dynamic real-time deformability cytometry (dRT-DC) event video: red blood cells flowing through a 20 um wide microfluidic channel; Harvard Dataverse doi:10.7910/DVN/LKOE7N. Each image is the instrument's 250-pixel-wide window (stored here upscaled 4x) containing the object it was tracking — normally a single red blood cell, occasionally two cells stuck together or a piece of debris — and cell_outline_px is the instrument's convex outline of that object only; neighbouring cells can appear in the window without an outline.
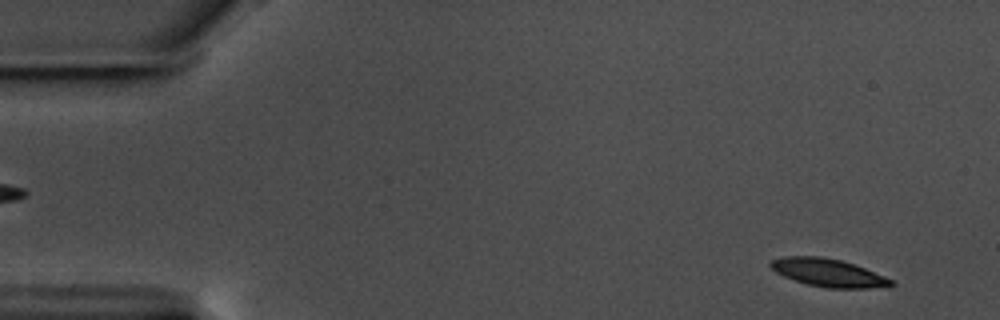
{"species": "common noctule bat (a hibernating species)", "species_latin": "Nyctalus noctula", "temperature_condition": "warm", "stored_images_in_passage": 57, "camera_frame_rate_fps": 3000, "um_per_image_px": 0.085, "animal": {"sex": "male", "body_mass_g": 17.5, "forearm_length_mm": 52.3}, "frame": {"image": 1, "passage_image": 4, "time_ms": 1.0, "image_size_px": [1000, 320], "cell_outline_px": [[896, 284], [868, 288], [828, 288], [808, 284], [784, 276], [776, 272], [768, 264], [772, 260], [784, 256], [820, 256], [840, 260], [864, 268], [884, 276], [892, 280]], "centroid_in_image_um": [70.37, 23.17], "position_along_channel_um": 14.6, "area_um2": 19.19}}
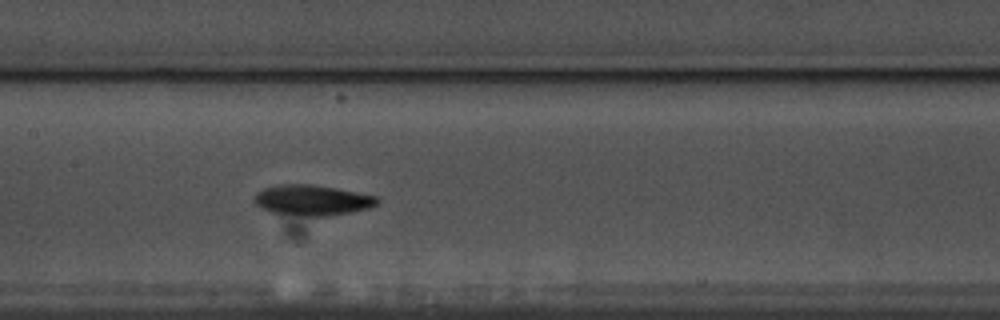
{"frame": {"image": 2, "passage_image": 28, "time_ms": 9.0, "image_size_px": [1000, 320], "cell_outline_px": [[380, 200], [376, 204], [368, 208], [328, 216], [308, 216], [268, 212], [260, 208], [252, 200], [256, 192], [264, 188], [276, 184], [308, 184], [356, 192], [376, 196]], "centroid_in_image_um": [26.45, 17.01], "position_along_channel_um": 180.9, "area_um2": 21.73}}
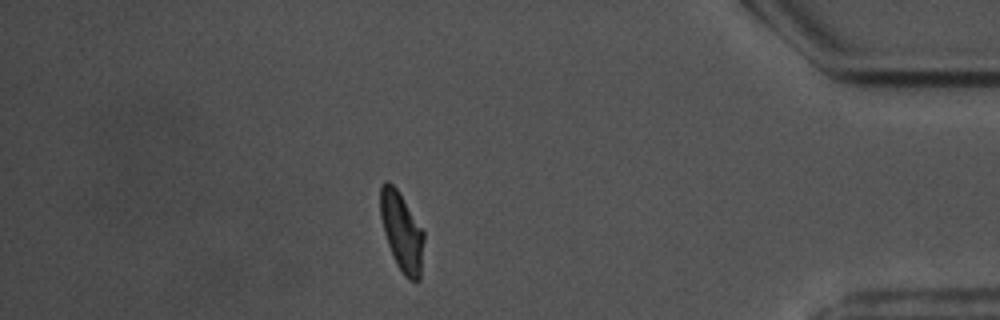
{"frame": {"image": 3, "passage_image": 50, "time_ms": 16.333, "image_size_px": [1000, 320], "cell_outline_px": [[424, 240], [420, 280], [408, 280], [404, 276], [396, 264], [388, 244], [384, 232], [380, 216], [380, 184], [384, 180], [388, 180], [396, 188], [424, 232]], "centroid_in_image_um": [34.13, 19.7], "position_along_channel_um": 401.1, "area_um2": 19.88}, "authors_computed_cell_mechanics": {"area_um2": 20.1722, "velocity_mm_per_s": 3.5589, "shape_relaxation_time_tau1_ms": 3.2469, "shape_relaxation_time_tau2_ms": 4.6494, "deformation_change_tau1": 0.1484, "deformation_change_tau2": 0.1029}}